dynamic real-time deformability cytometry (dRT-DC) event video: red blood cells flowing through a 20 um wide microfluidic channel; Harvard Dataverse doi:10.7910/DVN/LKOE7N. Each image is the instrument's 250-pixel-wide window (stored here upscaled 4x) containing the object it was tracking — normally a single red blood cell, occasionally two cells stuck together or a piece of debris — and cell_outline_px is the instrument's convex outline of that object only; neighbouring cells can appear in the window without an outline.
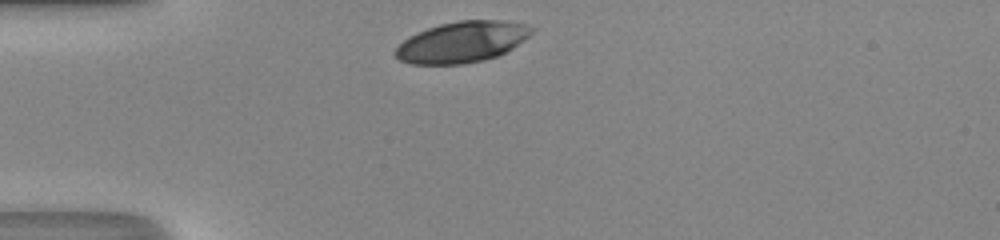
{"species": "human", "species_latin": "Homo sapiens", "temperature_condition": "room temperature", "stored_images_in_passage": 27, "camera_frame_rate_fps": 3000, "um_per_image_px": 0.085, "donor": {"sex": "male"}, "frame": {"image": 1, "passage_image": 1, "time_ms": 0.0, "image_size_px": [1000, 240], "cell_outline_px": [[536, 28], [528, 36], [512, 48], [500, 56], [484, 60], [464, 64], [412, 64], [400, 60], [392, 52], [404, 40], [428, 28], [440, 24], [460, 20], [500, 20], [524, 24]], "centroid_in_image_um": [39.29, 3.58], "position_along_channel_um": 45.7, "area_um2": 32.37}}
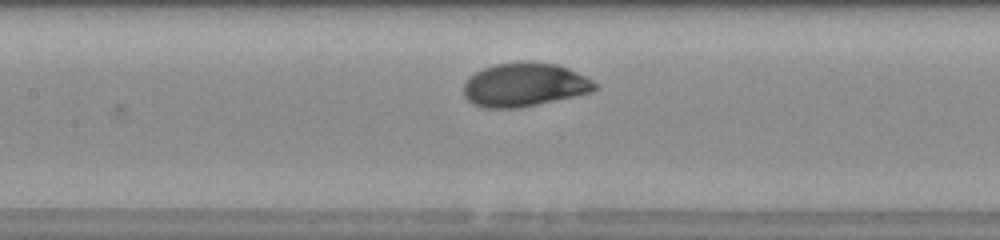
{"frame": {"image": 2, "passage_image": 11, "time_ms": 3.333, "image_size_px": [1000, 240], "cell_outline_px": [[600, 88], [592, 92], [536, 104], [516, 108], [484, 108], [472, 104], [464, 96], [464, 80], [468, 76], [484, 68], [496, 64], [528, 60], [556, 64], [568, 68], [592, 80]], "centroid_in_image_um": [44.55, 7.19], "position_along_channel_um": 162.8, "area_um2": 33.52}}
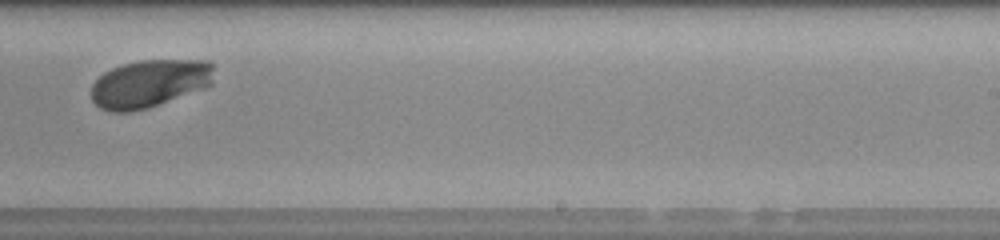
{"frame": {"image": 3, "passage_image": 19, "time_ms": 6.0, "image_size_px": [1000, 240], "cell_outline_px": [[212, 84], [208, 88], [148, 108], [128, 112], [112, 112], [100, 108], [92, 100], [92, 84], [104, 72], [112, 68], [124, 64], [140, 60], [208, 60], [212, 64]], "centroid_in_image_um": [12.73, 7.11], "position_along_channel_um": 276.3, "area_um2": 34.39}, "authors_computed_cell_mechanics": {"area_um2": 33.9864, "velocity_mm_per_s": 4.2761, "shape_relaxation_time_tau1_ms": 1.8452, "shape_relaxation_time_tau2_ms": null, "deformation_change_tau1": 0.1432, "deformation_change_tau2": null}}